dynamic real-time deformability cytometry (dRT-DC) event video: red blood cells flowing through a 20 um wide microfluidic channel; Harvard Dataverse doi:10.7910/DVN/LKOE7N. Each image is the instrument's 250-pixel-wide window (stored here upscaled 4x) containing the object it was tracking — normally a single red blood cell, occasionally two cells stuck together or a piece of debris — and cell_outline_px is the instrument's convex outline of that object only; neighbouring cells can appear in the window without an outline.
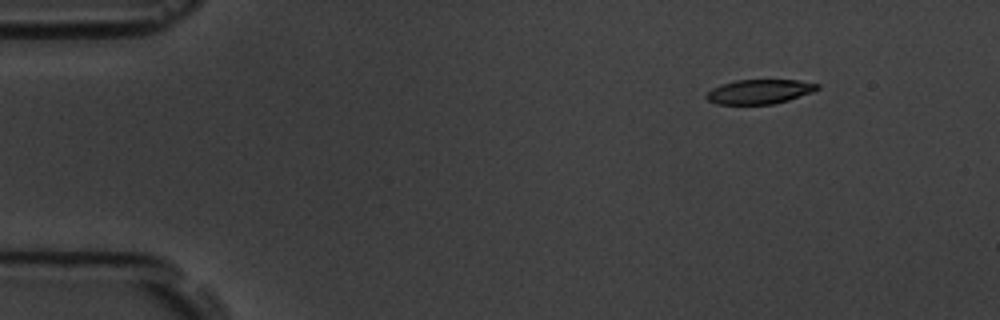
{"species": "common noctule bat (a hibernating species)", "species_latin": "Nyctalus noctula", "temperature_condition": "room temperature", "stored_images_in_passage": 6, "camera_frame_rate_fps": 3000, "um_per_image_px": 0.085, "animal": {"sex": "male", "body_mass_g": 19.5, "forearm_length_mm": 54.6}, "frame": {"image": 1, "passage_image": 2, "time_ms": 2.0, "image_size_px": [1000, 320], "cell_outline_px": [[820, 88], [812, 92], [788, 100], [772, 104], [716, 104], [708, 100], [704, 96], [712, 88], [720, 84], [736, 80], [800, 80], [820, 84]], "centroid_in_image_um": [64.55, 7.78], "position_along_channel_um": 20.4, "area_um2": 15.84}}
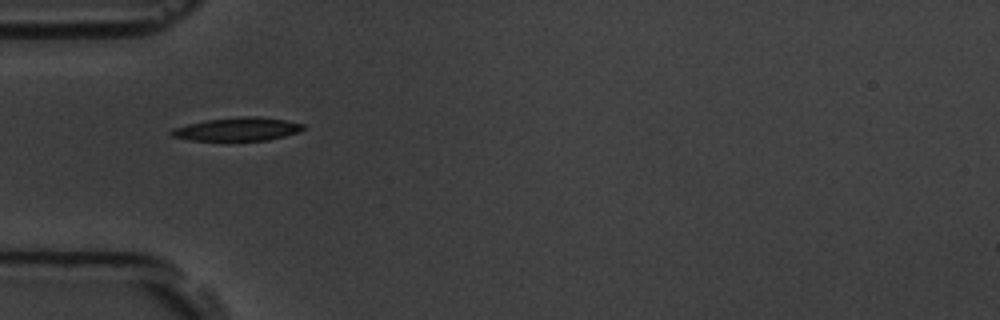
{"frame": {"image": 2, "passage_image": 5, "time_ms": 5.667, "image_size_px": [1000, 320], "cell_outline_px": [[304, 128], [300, 132], [268, 140], [188, 140], [172, 136], [168, 132], [172, 128], [204, 120], [240, 116], [256, 116], [284, 120], [304, 124]], "centroid_in_image_um": [20.16, 10.97], "position_along_channel_um": 64.8, "area_um2": 17.92}}
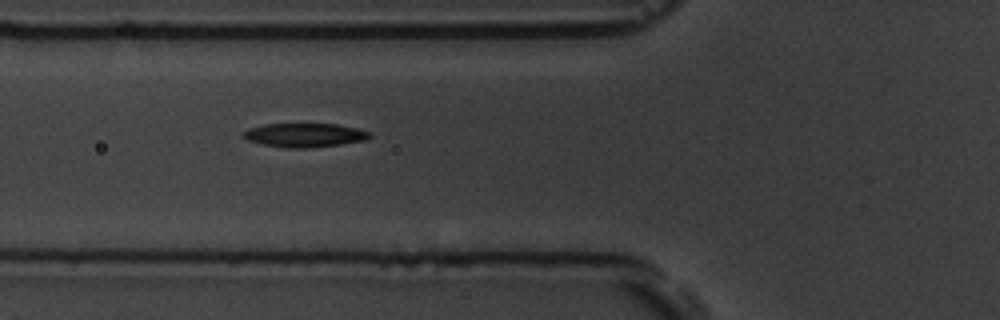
{"frame": {"image": 3, "passage_image": 6, "time_ms": 6.667, "image_size_px": [1000, 320], "cell_outline_px": [[372, 136], [364, 140], [340, 144], [304, 148], [288, 148], [264, 144], [248, 140], [240, 136], [248, 128], [264, 124], [336, 124], [356, 128], [372, 132]], "centroid_in_image_um": [25.88, 11.48], "position_along_channel_um": 99.9, "area_um2": 17.46}}